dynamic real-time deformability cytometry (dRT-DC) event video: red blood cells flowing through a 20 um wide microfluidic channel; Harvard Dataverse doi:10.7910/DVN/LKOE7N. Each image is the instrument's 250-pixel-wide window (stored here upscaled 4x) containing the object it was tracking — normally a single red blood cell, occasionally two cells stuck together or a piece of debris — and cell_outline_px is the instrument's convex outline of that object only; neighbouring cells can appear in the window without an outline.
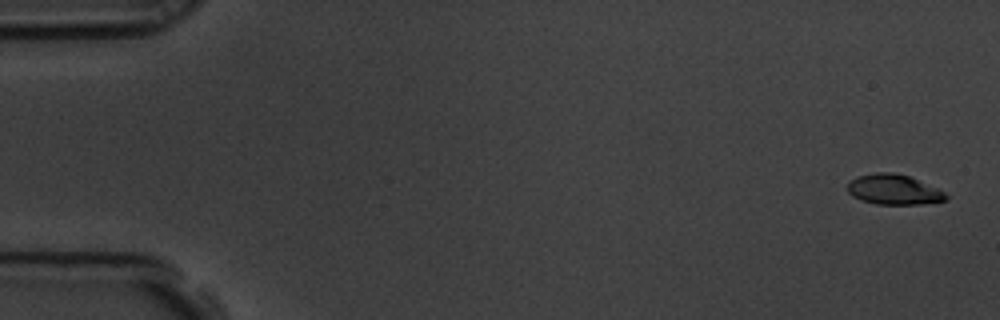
{"species": "common noctule bat (a hibernating species)", "species_latin": "Nyctalus noctula", "temperature_condition": "room temperature", "stored_images_in_passage": 58, "camera_frame_rate_fps": 3000, "um_per_image_px": 0.085, "animal": {"sex": "male", "body_mass_g": 19.5, "forearm_length_mm": 54.6}, "frame": {"image": 1, "passage_image": 2, "time_ms": 0.333, "image_size_px": [1000, 320], "cell_outline_px": [[948, 200], [920, 204], [876, 204], [860, 200], [852, 196], [848, 192], [848, 184], [856, 176], [876, 172], [892, 172], [908, 176], [936, 188], [944, 192], [948, 196]], "centroid_in_image_um": [75.94, 16.12], "position_along_channel_um": 9.1, "area_um2": 17.17}}
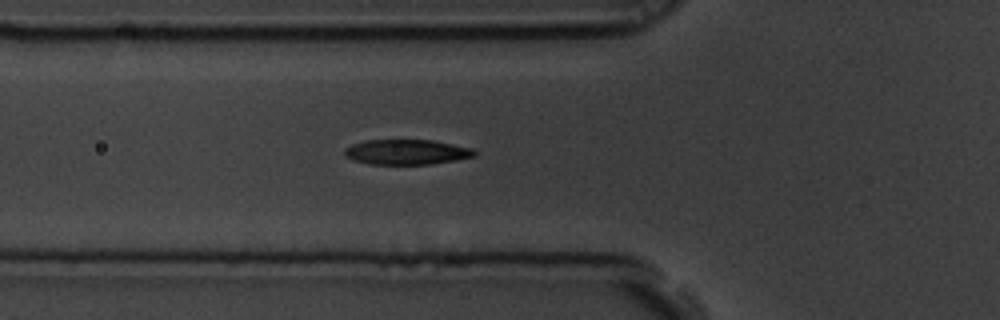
{"frame": {"image": 2, "passage_image": 21, "time_ms": 6.667, "image_size_px": [1000, 320], "cell_outline_px": [[476, 156], [456, 160], [428, 164], [368, 164], [352, 160], [344, 156], [344, 148], [352, 144], [368, 140], [432, 140], [472, 148], [476, 152]], "centroid_in_image_um": [34.53, 12.92], "position_along_channel_um": 91.3, "area_um2": 19.02}}
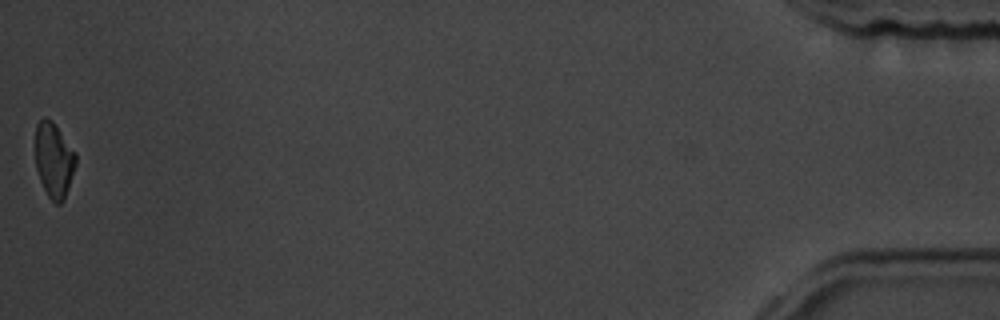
{"frame": {"image": 3, "passage_image": 58, "time_ms": 19.0, "image_size_px": [1000, 320], "cell_outline_px": [[76, 164], [64, 200], [60, 204], [56, 204], [48, 196], [40, 180], [36, 168], [36, 124], [44, 116], [52, 120], [76, 152]], "centroid_in_image_um": [4.59, 13.59], "position_along_channel_um": 430.6, "area_um2": 17.63}, "authors_computed_cell_mechanics": {"area_um2": 18.8428, "velocity_mm_per_s": 3.5491, "shape_relaxation_time_tau1_ms": 2.7909, "shape_relaxation_time_tau2_ms": 2.1965, "deformation_change_tau1": 0.133, "deformation_change_tau2": 0.0711}}